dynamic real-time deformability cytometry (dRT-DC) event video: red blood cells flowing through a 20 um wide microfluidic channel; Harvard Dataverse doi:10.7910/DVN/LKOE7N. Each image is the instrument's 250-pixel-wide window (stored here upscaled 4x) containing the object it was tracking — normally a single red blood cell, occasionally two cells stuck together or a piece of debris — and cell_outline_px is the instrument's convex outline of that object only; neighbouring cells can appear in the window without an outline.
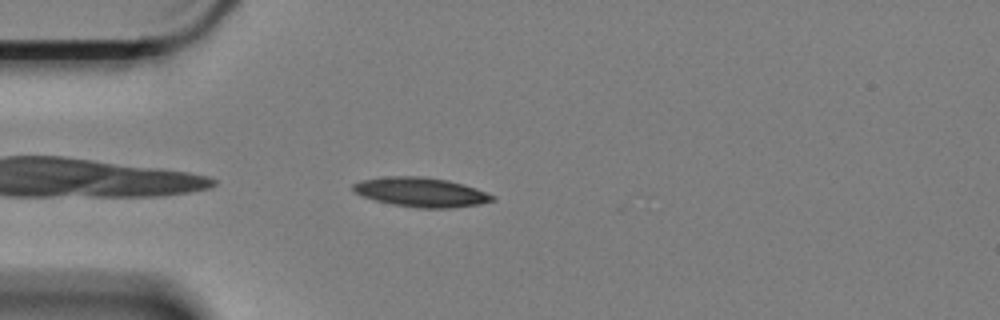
{"species": "Egyptian fruit bat (a non-hibernating species)", "species_latin": "Rousettus aegyptiacus", "temperature_condition": "cold", "stored_images_in_passage": 46, "camera_frame_rate_fps": 3000, "um_per_image_px": 0.085, "animal": {"sex": "female"}, "frame": {"image": 1, "passage_image": 3, "time_ms": 0.667, "image_size_px": [1000, 320], "cell_outline_px": [[496, 200], [480, 204], [452, 208], [420, 208], [392, 204], [376, 200], [364, 196], [356, 192], [352, 188], [352, 184], [360, 180], [392, 176], [420, 176], [448, 180], [464, 184], [476, 188], [496, 196]], "centroid_in_image_um": [35.84, 16.33], "position_along_channel_um": 49.2, "area_um2": 23.81}}
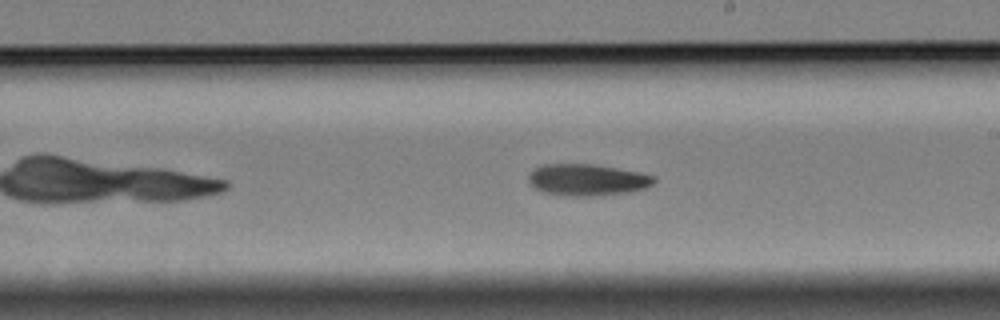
{"frame": {"image": 2, "passage_image": 21, "time_ms": 6.667, "image_size_px": [1000, 320], "cell_outline_px": [[656, 180], [652, 184], [644, 188], [628, 192], [596, 196], [568, 196], [544, 192], [536, 188], [528, 180], [528, 176], [536, 168], [544, 164], [592, 164], [616, 168], [656, 176]], "centroid_in_image_um": [49.92, 15.29], "position_along_channel_um": 239.1, "area_um2": 22.83}}
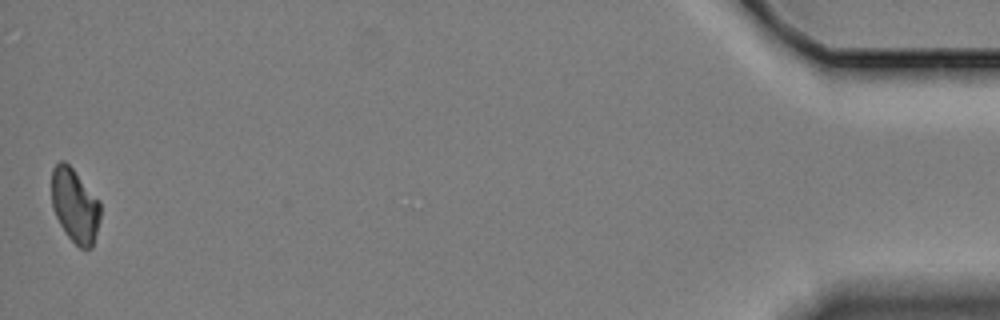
{"frame": {"image": 3, "passage_image": 46, "time_ms": 15.0, "image_size_px": [1000, 320], "cell_outline_px": [[100, 216], [92, 248], [80, 248], [68, 236], [60, 224], [52, 208], [52, 168], [60, 160], [64, 160], [72, 168], [100, 200]], "centroid_in_image_um": [6.36, 17.45], "position_along_channel_um": 428.8, "area_um2": 20.87}, "authors_computed_cell_mechanics": {"area_um2": 22.5998, "velocity_mm_per_s": 3.3546, "shape_relaxation_time_tau1_ms": 5.1777, "shape_relaxation_time_tau2_ms": null, "deformation_change_tau1": 0.1081, "deformation_change_tau2": null}}